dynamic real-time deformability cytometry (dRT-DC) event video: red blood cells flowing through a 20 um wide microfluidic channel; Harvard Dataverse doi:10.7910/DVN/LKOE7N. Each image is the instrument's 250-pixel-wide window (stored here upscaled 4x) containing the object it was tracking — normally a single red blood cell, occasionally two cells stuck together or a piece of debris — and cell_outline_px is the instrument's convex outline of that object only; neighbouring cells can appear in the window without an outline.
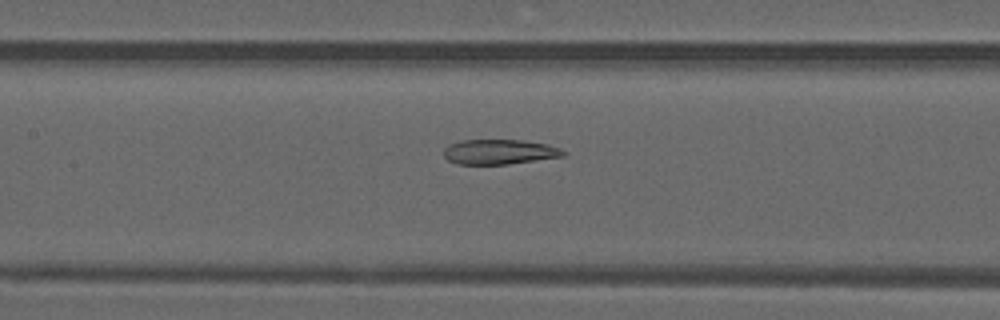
{"species": "common noctule bat (a hibernating species)", "species_latin": "Nyctalus noctula", "temperature_condition": "warm", "stored_images_in_passage": 46, "camera_frame_rate_fps": 3000, "um_per_image_px": 0.085, "animal": {"sex": "male", "forearm_length_mm": 52.5}, "frame": {"image": 1, "passage_image": 20, "time_ms": 6.333, "image_size_px": [1000, 320], "cell_outline_px": [[568, 152], [564, 156], [508, 164], [456, 164], [448, 160], [444, 156], [444, 148], [448, 144], [464, 140], [524, 140], [548, 144], [560, 148]], "centroid_in_image_um": [42.46, 12.9], "position_along_channel_um": 164.9, "area_um2": 17.46}}
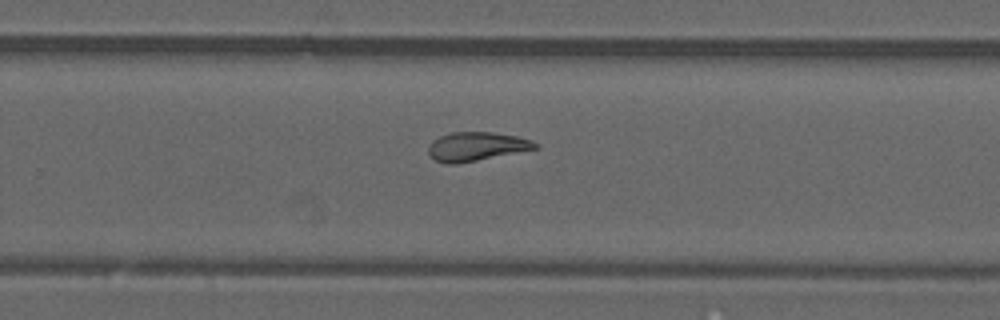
{"frame": {"image": 2, "passage_image": 29, "time_ms": 9.333, "image_size_px": [1000, 320], "cell_outline_px": [[540, 144], [536, 148], [456, 164], [448, 164], [436, 160], [428, 152], [428, 148], [432, 140], [440, 136], [452, 132], [492, 132], [516, 136], [532, 140]], "centroid_in_image_um": [40.48, 12.43], "position_along_channel_um": 289.3, "area_um2": 17.63}}
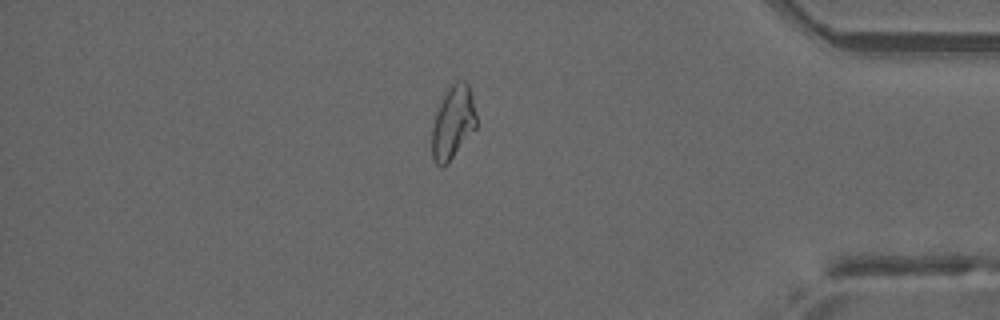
{"frame": {"image": 3, "passage_image": 39, "time_ms": 12.667, "image_size_px": [1000, 320], "cell_outline_px": [[476, 128], [452, 156], [440, 168], [432, 160], [432, 128], [440, 96], [456, 80], [464, 80], [468, 84], [472, 96], [476, 116]], "centroid_in_image_um": [38.48, 10.35], "position_along_channel_um": 396.7, "area_um2": 18.84}, "authors_computed_cell_mechanics": {"area_um2": 20.2011, "velocity_mm_per_s": 4.1644, "shape_relaxation_time_tau1_ms": null, "shape_relaxation_time_tau2_ms": 2.9299, "deformation_change_tau1": null, "deformation_change_tau2": 0.0969}}